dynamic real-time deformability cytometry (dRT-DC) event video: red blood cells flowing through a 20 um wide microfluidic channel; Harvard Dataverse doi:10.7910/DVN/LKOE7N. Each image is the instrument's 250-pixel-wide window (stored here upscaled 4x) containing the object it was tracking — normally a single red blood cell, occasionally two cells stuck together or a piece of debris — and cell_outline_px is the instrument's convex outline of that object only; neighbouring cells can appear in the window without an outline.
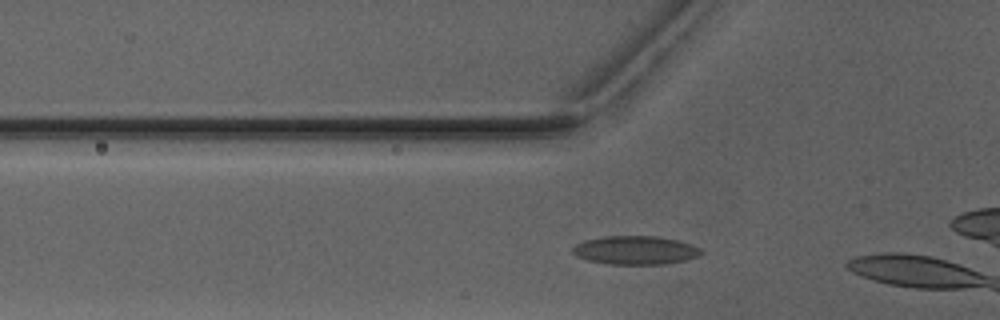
{"species": "Egyptian fruit bat (a non-hibernating species)", "species_latin": "Rousettus aegyptiacus", "temperature_condition": "warm", "stored_images_in_passage": 4, "camera_frame_rate_fps": 3000, "um_per_image_px": 0.085, "animal": {"sex": "male"}, "frame": {"image": 1, "passage_image": 4, "time_ms": 3.667, "image_size_px": [1000, 320], "cell_outline_px": [[704, 252], [700, 256], [688, 260], [664, 264], [608, 264], [588, 260], [576, 256], [572, 252], [572, 248], [576, 244], [584, 240], [604, 236], [660, 236], [692, 244], [700, 248]], "centroid_in_image_um": [54.04, 21.27], "position_along_channel_um": 71.8, "area_um2": 21.62}}